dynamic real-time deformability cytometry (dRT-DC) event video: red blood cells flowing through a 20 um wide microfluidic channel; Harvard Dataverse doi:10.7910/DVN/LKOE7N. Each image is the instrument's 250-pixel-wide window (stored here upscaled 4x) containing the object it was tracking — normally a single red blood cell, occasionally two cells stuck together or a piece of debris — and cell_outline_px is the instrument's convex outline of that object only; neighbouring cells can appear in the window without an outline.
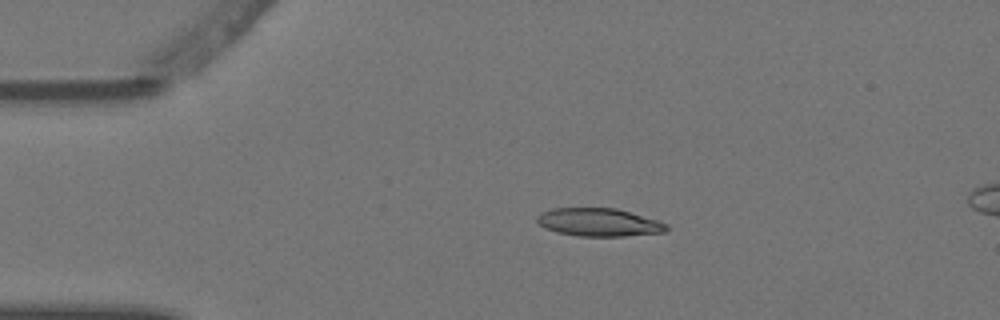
{"species": "Egyptian fruit bat (a non-hibernating species)", "species_latin": "Rousettus aegyptiacus", "temperature_condition": "warm", "stored_images_in_passage": 3, "camera_frame_rate_fps": 3000, "um_per_image_px": 0.085, "animal": {"sex": "female"}, "frame": {"image": 1, "passage_image": 2, "time_ms": 0.333, "image_size_px": [1000, 320], "cell_outline_px": [[668, 228], [664, 232], [624, 236], [576, 236], [556, 232], [544, 228], [536, 220], [536, 216], [540, 212], [552, 208], [616, 208], [656, 220], [668, 224]], "centroid_in_image_um": [50.85, 18.89], "position_along_channel_um": 34.2, "area_um2": 21.15}}